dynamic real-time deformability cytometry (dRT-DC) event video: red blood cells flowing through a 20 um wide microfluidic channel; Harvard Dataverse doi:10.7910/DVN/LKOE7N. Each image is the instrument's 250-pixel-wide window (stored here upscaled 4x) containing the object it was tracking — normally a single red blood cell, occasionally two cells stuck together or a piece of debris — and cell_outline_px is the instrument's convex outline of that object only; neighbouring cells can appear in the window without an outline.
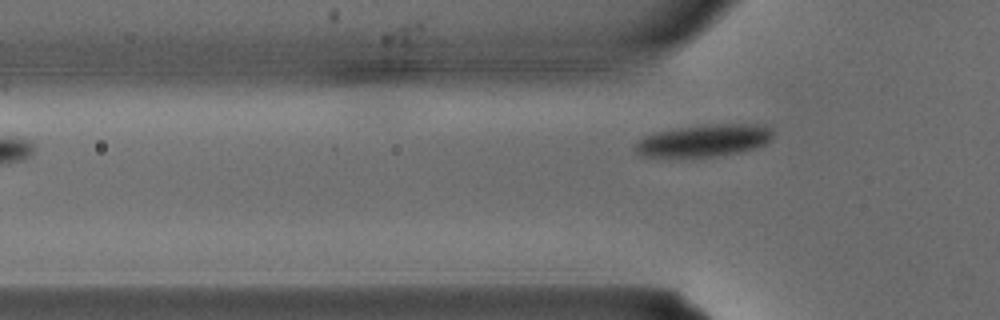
{"species": "common noctule bat (a hibernating species)", "species_latin": "Nyctalus noctula", "temperature_condition": "warm", "stored_images_in_passage": 2, "camera_frame_rate_fps": 3000, "um_per_image_px": 0.085, "animal": {"sex": "male", "body_mass_g": 15.6}, "frame": {"image": 1, "passage_image": 2, "time_ms": 0.333, "image_size_px": [1000, 320], "cell_outline_px": [[772, 136], [764, 144], [756, 148], [740, 152], [712, 156], [640, 156], [636, 152], [636, 144], [644, 136], [660, 132], [680, 128], [716, 124], [764, 124], [772, 128]], "centroid_in_image_um": [59.9, 11.94], "position_along_channel_um": 65.9, "area_um2": 25.2}}